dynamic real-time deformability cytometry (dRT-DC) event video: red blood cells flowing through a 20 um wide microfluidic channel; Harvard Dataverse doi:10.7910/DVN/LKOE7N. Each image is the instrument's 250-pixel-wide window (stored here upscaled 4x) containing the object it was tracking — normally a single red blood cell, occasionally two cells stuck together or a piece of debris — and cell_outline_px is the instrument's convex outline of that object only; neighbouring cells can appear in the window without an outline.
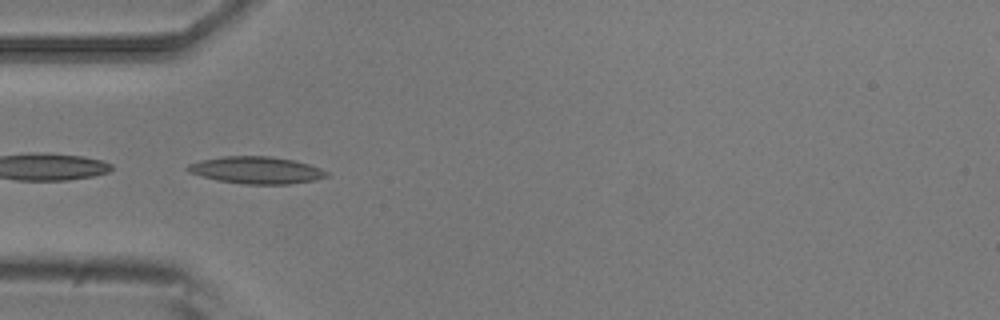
{"species": "common noctule bat (a hibernating species)", "species_latin": "Nyctalus noctula", "temperature_condition": "room temperature", "stored_images_in_passage": 5, "camera_frame_rate_fps": 3000, "um_per_image_px": 0.085, "animal": {"sex": "male", "body_mass_g": 20.5, "forearm_length_mm": 52.5}, "frame": {"image": 1, "passage_image": 5, "time_ms": 1.333, "image_size_px": [1000, 320], "cell_outline_px": [[328, 176], [316, 180], [288, 184], [244, 184], [216, 180], [200, 176], [188, 172], [184, 168], [188, 164], [200, 160], [220, 156], [268, 156], [292, 160], [308, 164], [320, 168], [328, 172]], "centroid_in_image_um": [21.74, 14.46], "position_along_channel_um": 63.3, "area_um2": 22.02}}